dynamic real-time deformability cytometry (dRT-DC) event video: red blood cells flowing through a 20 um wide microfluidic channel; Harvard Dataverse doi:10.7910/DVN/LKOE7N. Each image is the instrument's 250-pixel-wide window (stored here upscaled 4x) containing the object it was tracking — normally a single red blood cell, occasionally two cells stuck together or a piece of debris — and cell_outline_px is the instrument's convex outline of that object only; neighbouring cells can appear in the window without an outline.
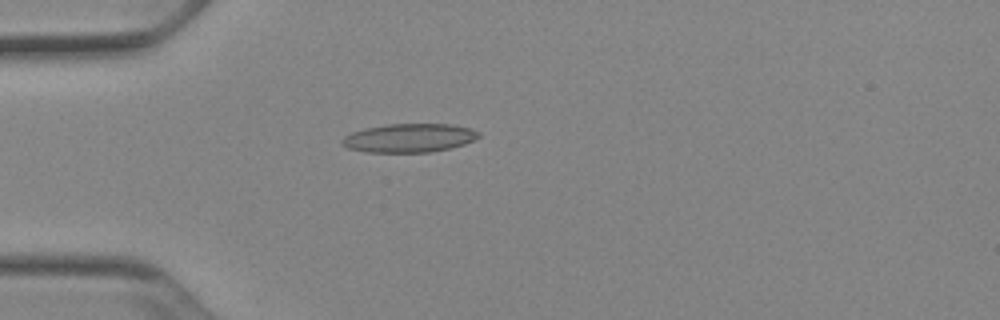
{"species": "Egyptian fruit bat (a non-hibernating species)", "species_latin": "Rousettus aegyptiacus", "temperature_condition": "cold", "stored_images_in_passage": 12, "camera_frame_rate_fps": 3000, "um_per_image_px": 0.085, "animal": {"sex": "female"}, "frame": {"image": 1, "passage_image": 9, "time_ms": 2.667, "image_size_px": [1000, 320], "cell_outline_px": [[480, 136], [464, 144], [432, 152], [368, 152], [348, 148], [340, 140], [344, 136], [352, 132], [364, 128], [388, 124], [452, 124], [468, 128], [480, 132]], "centroid_in_image_um": [34.77, 11.72], "position_along_channel_um": 50.2, "area_um2": 22.66}}